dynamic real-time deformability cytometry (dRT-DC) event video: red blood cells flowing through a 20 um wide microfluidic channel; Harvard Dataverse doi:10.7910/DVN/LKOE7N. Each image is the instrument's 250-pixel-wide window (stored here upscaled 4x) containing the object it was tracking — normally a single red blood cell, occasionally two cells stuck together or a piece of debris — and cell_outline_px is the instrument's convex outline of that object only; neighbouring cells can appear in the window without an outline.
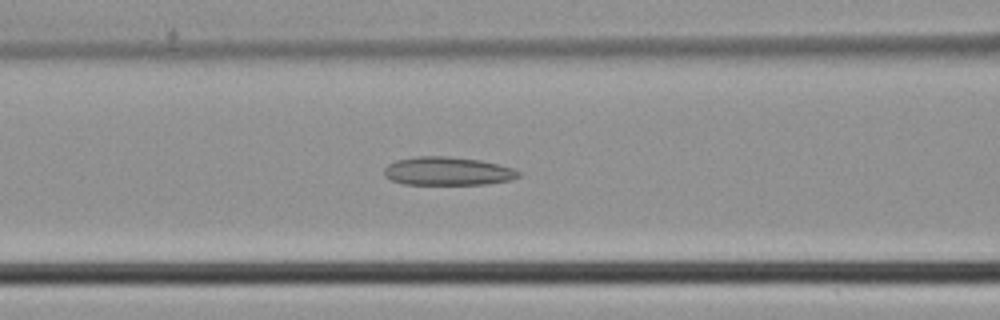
{"species": "common noctule bat (a hibernating species)", "species_latin": "Nyctalus noctula", "temperature_condition": "cold", "stored_images_in_passage": 45, "camera_frame_rate_fps": 3000, "um_per_image_px": 0.085, "animal": {"sex": "male", "body_mass_g": 21.5, "forearm_length_mm": 52.0}, "frame": {"image": 1, "passage_image": 18, "time_ms": 5.667, "image_size_px": [1000, 320], "cell_outline_px": [[520, 176], [512, 180], [484, 184], [404, 184], [392, 180], [384, 176], [384, 168], [388, 164], [396, 160], [416, 156], [448, 156], [480, 160], [512, 168], [520, 172]], "centroid_in_image_um": [38.03, 14.54], "position_along_channel_um": 128.6, "area_um2": 22.2}}
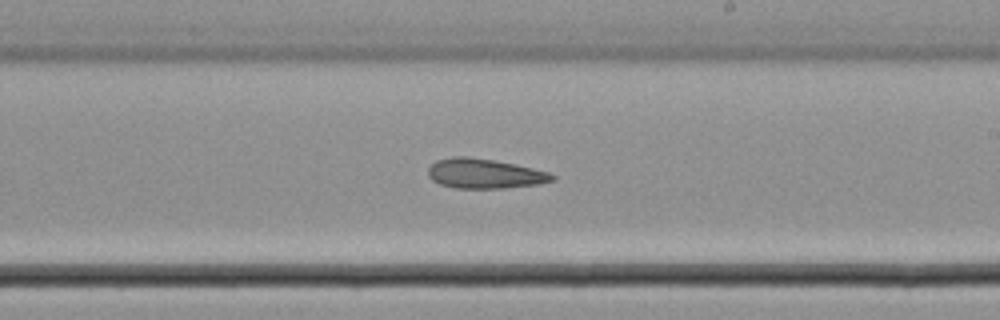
{"frame": {"image": 2, "passage_image": 26, "time_ms": 8.333, "image_size_px": [1000, 320], "cell_outline_px": [[556, 180], [536, 184], [504, 188], [456, 188], [440, 184], [432, 180], [428, 176], [428, 168], [436, 160], [452, 156], [468, 156], [516, 164], [548, 172], [556, 176]], "centroid_in_image_um": [41.17, 14.75], "position_along_channel_um": 247.8, "area_um2": 21.5}}
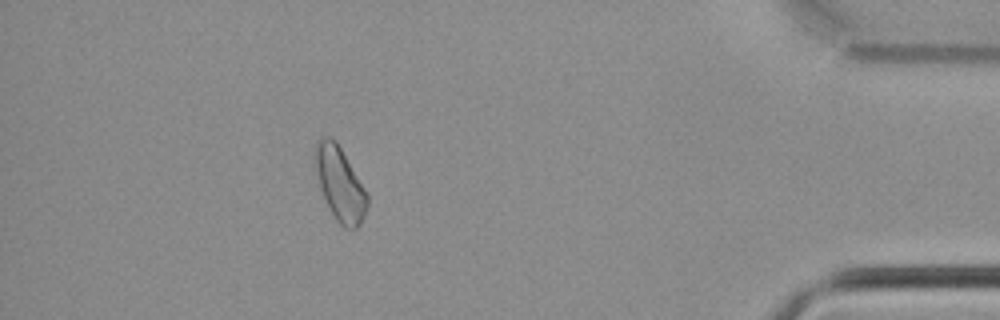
{"frame": {"image": 3, "passage_image": 40, "time_ms": 13.0, "image_size_px": [1000, 320], "cell_outline_px": [[368, 204], [364, 216], [360, 224], [356, 228], [344, 228], [336, 220], [320, 188], [312, 164], [312, 152], [316, 140], [320, 136], [332, 136], [336, 140], [368, 192]], "centroid_in_image_um": [28.85, 15.53], "position_along_channel_um": 406.4, "area_um2": 23.06}}